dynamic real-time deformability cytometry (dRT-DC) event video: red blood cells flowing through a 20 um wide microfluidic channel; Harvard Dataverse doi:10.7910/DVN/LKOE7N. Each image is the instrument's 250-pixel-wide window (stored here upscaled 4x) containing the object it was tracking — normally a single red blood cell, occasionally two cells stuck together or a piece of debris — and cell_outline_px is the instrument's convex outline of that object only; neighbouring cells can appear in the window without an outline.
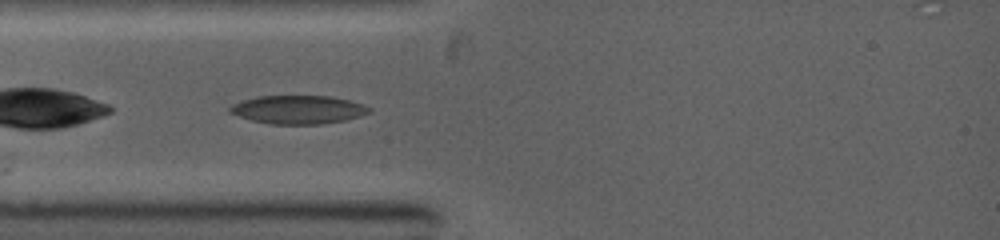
{"species": "common noctule bat (a hibernating species)", "species_latin": "Nyctalus noctula", "temperature_condition": "warm", "stored_images_in_passage": 28, "camera_frame_rate_fps": 5000, "um_per_image_px": 0.085, "animal": {"sex": "female", "body_mass_g": 19.0, "forearm_length_mm": 53.3}, "frame": {"image": 1, "passage_image": 3, "time_ms": 0.4, "image_size_px": [1000, 240], "cell_outline_px": [[372, 112], [360, 116], [344, 120], [320, 124], [268, 124], [252, 120], [228, 112], [228, 108], [232, 104], [256, 96], [332, 96], [364, 104], [372, 108]], "centroid_in_image_um": [25.36, 9.31], "position_along_channel_um": 59.6, "area_um2": 23.12}}
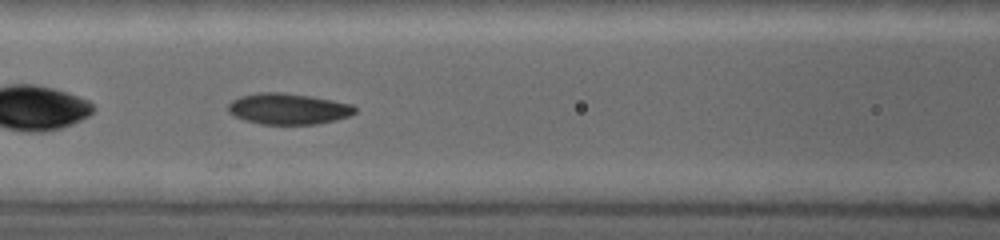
{"frame": {"image": 2, "passage_image": 12, "time_ms": 2.2, "image_size_px": [1000, 240], "cell_outline_px": [[356, 112], [348, 116], [336, 120], [316, 124], [260, 124], [244, 120], [228, 112], [228, 104], [232, 100], [240, 96], [260, 92], [280, 92], [312, 96], [352, 104], [356, 108]], "centroid_in_image_um": [24.49, 9.25], "position_along_channel_um": 142.1, "area_um2": 22.95}}